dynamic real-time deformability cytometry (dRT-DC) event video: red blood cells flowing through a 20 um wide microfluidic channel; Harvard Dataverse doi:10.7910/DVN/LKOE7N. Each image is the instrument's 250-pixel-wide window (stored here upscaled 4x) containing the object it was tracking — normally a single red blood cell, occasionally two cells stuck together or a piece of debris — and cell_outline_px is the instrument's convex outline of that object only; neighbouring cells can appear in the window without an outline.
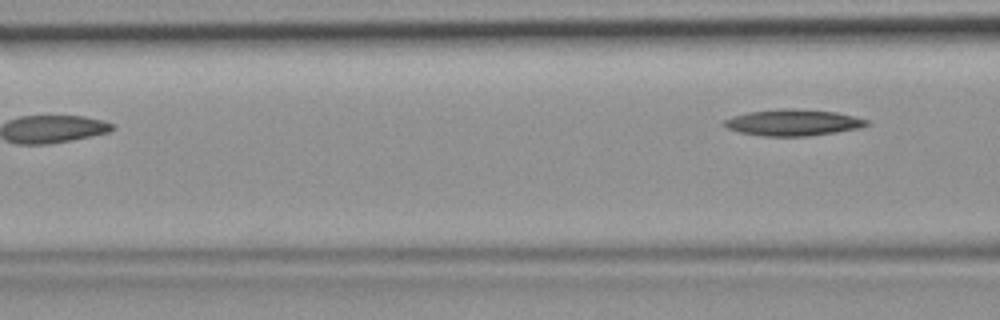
{"species": "common noctule bat (a hibernating species)", "species_latin": "Nyctalus noctula", "temperature_condition": "room temperature", "stored_images_in_passage": 4, "camera_frame_rate_fps": 3000, "um_per_image_px": 0.085, "animal": {"sex": "female", "body_mass_g": 19.9}, "frame": {"image": 1, "passage_image": 4, "time_ms": 1.0, "image_size_px": [1000, 320], "cell_outline_px": [[872, 124], [860, 128], [836, 132], [804, 136], [764, 136], [740, 132], [728, 128], [720, 124], [724, 120], [732, 116], [748, 112], [780, 108], [796, 108], [836, 112], [856, 116], [868, 120]], "centroid_in_image_um": [67.43, 10.4], "position_along_channel_um": 99.2, "area_um2": 22.08}}